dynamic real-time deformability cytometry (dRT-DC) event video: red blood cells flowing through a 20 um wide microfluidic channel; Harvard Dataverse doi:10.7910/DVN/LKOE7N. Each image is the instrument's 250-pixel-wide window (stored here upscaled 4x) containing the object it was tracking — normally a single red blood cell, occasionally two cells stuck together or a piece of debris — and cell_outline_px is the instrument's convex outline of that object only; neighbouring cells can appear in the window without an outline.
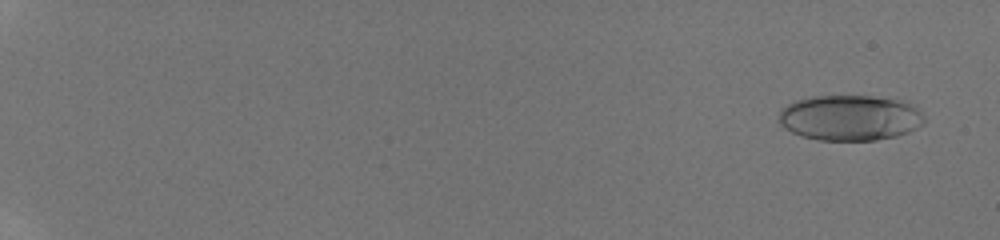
{"species": "human", "species_latin": "Homo sapiens", "temperature_condition": "room temperature", "stored_images_in_passage": 53, "camera_frame_rate_fps": 3000, "um_per_image_px": 0.085, "donor": {"sex": "male"}, "frame": {"image": 1, "passage_image": 3, "time_ms": 0.667, "image_size_px": [1000, 240], "cell_outline_px": [[924, 124], [908, 132], [896, 136], [876, 140], [820, 140], [800, 136], [784, 128], [780, 124], [780, 108], [792, 100], [812, 96], [872, 96], [900, 100], [912, 104], [924, 116]], "centroid_in_image_um": [72.22, 10.0], "position_along_channel_um": 12.8, "area_um2": 38.84}}
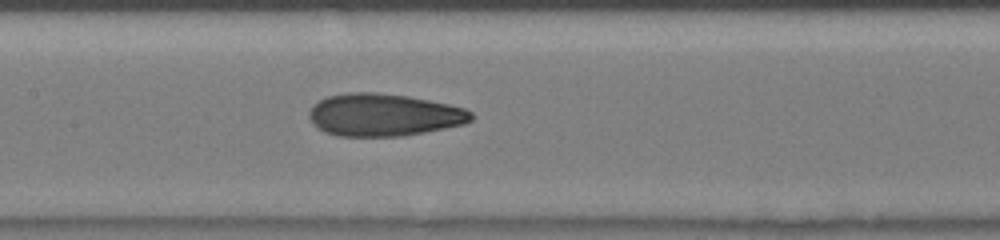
{"frame": {"image": 2, "passage_image": 30, "time_ms": 9.667, "image_size_px": [1000, 240], "cell_outline_px": [[476, 116], [472, 120], [464, 124], [424, 132], [400, 136], [340, 136], [324, 132], [312, 124], [308, 116], [308, 112], [312, 104], [328, 96], [348, 92], [376, 92], [408, 96], [448, 104], [464, 108], [472, 112]], "centroid_in_image_um": [32.6, 9.76], "position_along_channel_um": 174.8, "area_um2": 40.29}}
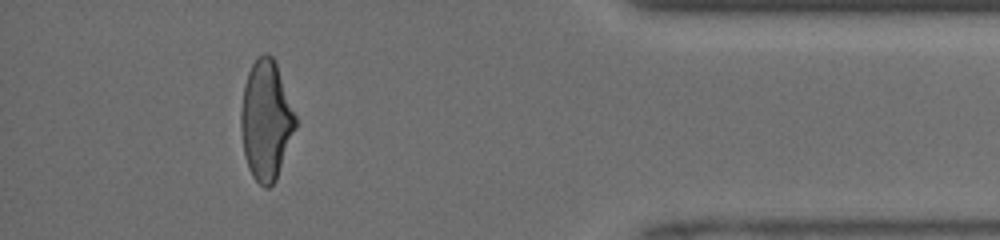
{"frame": {"image": 3, "passage_image": 49, "time_ms": 16.0, "image_size_px": [1000, 240], "cell_outline_px": [[296, 128], [276, 180], [268, 188], [264, 188], [252, 176], [248, 168], [244, 156], [240, 128], [240, 112], [244, 84], [248, 72], [252, 64], [264, 52], [272, 56], [276, 64], [296, 116]], "centroid_in_image_um": [22.59, 10.26], "position_along_channel_um": 412.6, "area_um2": 37.92}, "authors_computed_cell_mechanics": {"area_um2": 38.3792, "velocity_mm_per_s": 4.2461, "shape_relaxation_time_tau1_ms": 4.8673, "shape_relaxation_time_tau2_ms": 1.1166, "deformation_change_tau1": 0.1956, "deformation_change_tau2": 0.0845}}